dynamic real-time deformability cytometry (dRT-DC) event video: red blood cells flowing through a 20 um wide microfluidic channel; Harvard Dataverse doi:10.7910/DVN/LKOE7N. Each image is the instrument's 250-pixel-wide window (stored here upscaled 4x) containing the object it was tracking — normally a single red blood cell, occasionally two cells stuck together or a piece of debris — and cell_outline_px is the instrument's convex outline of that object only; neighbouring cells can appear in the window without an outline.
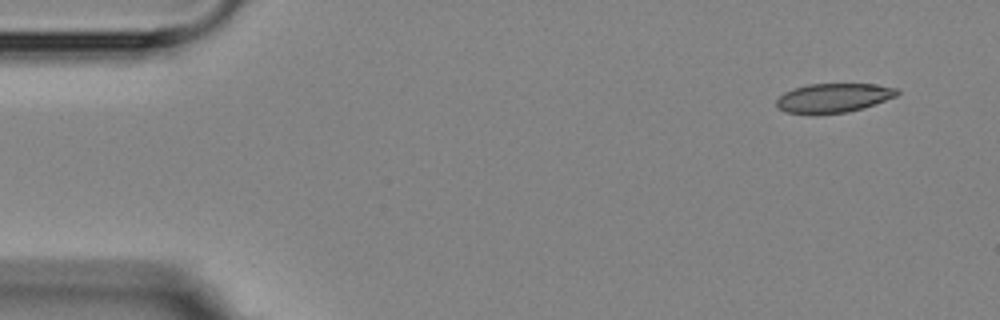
{"species": "Egyptian fruit bat (a non-hibernating species)", "species_latin": "Rousettus aegyptiacus", "temperature_condition": "room temperature", "stored_images_in_passage": 4, "camera_frame_rate_fps": 3000, "um_per_image_px": 0.085, "animal": {"sex": "female"}, "frame": {"image": 1, "passage_image": 1, "time_ms": 0.0, "image_size_px": [1000, 320], "cell_outline_px": [[900, 92], [896, 96], [864, 108], [848, 112], [812, 116], [784, 112], [776, 108], [776, 100], [784, 92], [808, 84], [876, 84], [896, 88]], "centroid_in_image_um": [70.79, 8.36], "position_along_channel_um": 14.2, "area_um2": 20.98}}